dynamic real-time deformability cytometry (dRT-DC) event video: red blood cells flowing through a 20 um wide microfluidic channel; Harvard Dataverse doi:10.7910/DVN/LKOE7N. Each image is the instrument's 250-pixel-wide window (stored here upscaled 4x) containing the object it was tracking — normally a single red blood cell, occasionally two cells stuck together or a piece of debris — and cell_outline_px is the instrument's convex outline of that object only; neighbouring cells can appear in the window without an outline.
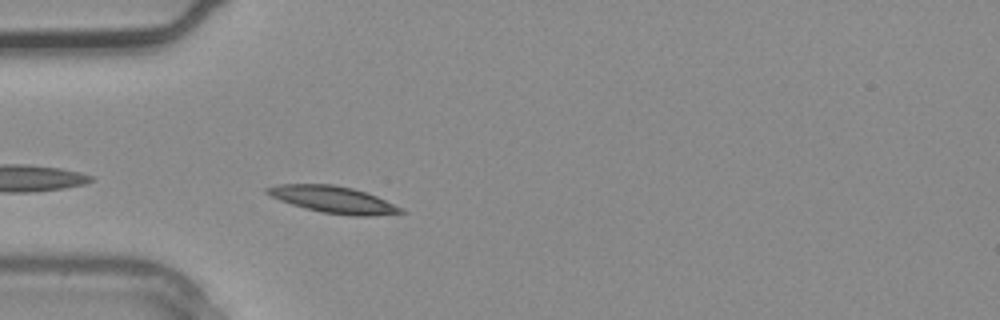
{"species": "common noctule bat (a hibernating species)", "species_latin": "Nyctalus noctula", "temperature_condition": "warm", "stored_images_in_passage": 3, "camera_frame_rate_fps": 3000, "um_per_image_px": 0.085, "animal": {"sex": "male", "body_mass_g": 20.4}, "frame": {"image": 1, "passage_image": 3, "time_ms": 0.667, "image_size_px": [1000, 320], "cell_outline_px": [[404, 212], [368, 216], [352, 216], [324, 212], [292, 204], [280, 200], [264, 192], [264, 188], [276, 184], [332, 184], [352, 188], [376, 196], [400, 208]], "centroid_in_image_um": [28.25, 16.94], "position_along_channel_um": 56.8, "area_um2": 20.35}}